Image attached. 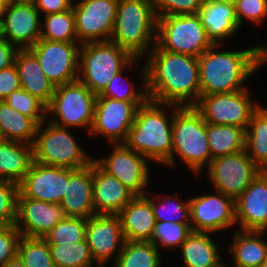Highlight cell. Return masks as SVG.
<instances>
[{"label": "cell", "mask_w": 267, "mask_h": 267, "mask_svg": "<svg viewBox=\"0 0 267 267\" xmlns=\"http://www.w3.org/2000/svg\"><path fill=\"white\" fill-rule=\"evenodd\" d=\"M217 267H226L223 263H221L220 265H218Z\"/></svg>", "instance_id": "55"}, {"label": "cell", "mask_w": 267, "mask_h": 267, "mask_svg": "<svg viewBox=\"0 0 267 267\" xmlns=\"http://www.w3.org/2000/svg\"><path fill=\"white\" fill-rule=\"evenodd\" d=\"M207 171L216 192H221L234 200L261 172L246 150L212 159Z\"/></svg>", "instance_id": "11"}, {"label": "cell", "mask_w": 267, "mask_h": 267, "mask_svg": "<svg viewBox=\"0 0 267 267\" xmlns=\"http://www.w3.org/2000/svg\"><path fill=\"white\" fill-rule=\"evenodd\" d=\"M2 20V35L18 49H30L40 40V13L34 4L8 2Z\"/></svg>", "instance_id": "19"}, {"label": "cell", "mask_w": 267, "mask_h": 267, "mask_svg": "<svg viewBox=\"0 0 267 267\" xmlns=\"http://www.w3.org/2000/svg\"><path fill=\"white\" fill-rule=\"evenodd\" d=\"M10 2L34 4L35 0H9Z\"/></svg>", "instance_id": "51"}, {"label": "cell", "mask_w": 267, "mask_h": 267, "mask_svg": "<svg viewBox=\"0 0 267 267\" xmlns=\"http://www.w3.org/2000/svg\"><path fill=\"white\" fill-rule=\"evenodd\" d=\"M197 14L213 44L220 45L221 40L231 37L240 28L235 14V4L204 0Z\"/></svg>", "instance_id": "25"}, {"label": "cell", "mask_w": 267, "mask_h": 267, "mask_svg": "<svg viewBox=\"0 0 267 267\" xmlns=\"http://www.w3.org/2000/svg\"><path fill=\"white\" fill-rule=\"evenodd\" d=\"M203 3L204 0H153L157 17L197 14Z\"/></svg>", "instance_id": "43"}, {"label": "cell", "mask_w": 267, "mask_h": 267, "mask_svg": "<svg viewBox=\"0 0 267 267\" xmlns=\"http://www.w3.org/2000/svg\"><path fill=\"white\" fill-rule=\"evenodd\" d=\"M212 44L198 57L201 96L246 89L243 83L267 61V47L217 52Z\"/></svg>", "instance_id": "2"}, {"label": "cell", "mask_w": 267, "mask_h": 267, "mask_svg": "<svg viewBox=\"0 0 267 267\" xmlns=\"http://www.w3.org/2000/svg\"><path fill=\"white\" fill-rule=\"evenodd\" d=\"M19 49L9 43L6 39H0V70L15 64Z\"/></svg>", "instance_id": "48"}, {"label": "cell", "mask_w": 267, "mask_h": 267, "mask_svg": "<svg viewBox=\"0 0 267 267\" xmlns=\"http://www.w3.org/2000/svg\"><path fill=\"white\" fill-rule=\"evenodd\" d=\"M142 71H144L142 72L143 73L142 81H143V87H144L142 90L136 92L133 88L134 86L131 85V83L128 81L129 79L126 78V81H125V78L121 76L122 71H120L113 77V79L104 88V90L99 94V96L107 97V98H111L115 100H120V101H147L149 97H148L147 89H146V67H144ZM121 78H122V81H121ZM124 83H125L126 88L123 86Z\"/></svg>", "instance_id": "40"}, {"label": "cell", "mask_w": 267, "mask_h": 267, "mask_svg": "<svg viewBox=\"0 0 267 267\" xmlns=\"http://www.w3.org/2000/svg\"><path fill=\"white\" fill-rule=\"evenodd\" d=\"M87 219L66 216L58 222L43 238L48 244L80 242L85 239Z\"/></svg>", "instance_id": "37"}, {"label": "cell", "mask_w": 267, "mask_h": 267, "mask_svg": "<svg viewBox=\"0 0 267 267\" xmlns=\"http://www.w3.org/2000/svg\"><path fill=\"white\" fill-rule=\"evenodd\" d=\"M78 80L99 95L113 77L131 66L136 59L127 50L111 41L90 42L80 45Z\"/></svg>", "instance_id": "6"}, {"label": "cell", "mask_w": 267, "mask_h": 267, "mask_svg": "<svg viewBox=\"0 0 267 267\" xmlns=\"http://www.w3.org/2000/svg\"><path fill=\"white\" fill-rule=\"evenodd\" d=\"M73 2V0H35L34 5L39 13L42 10L44 15H49L69 10Z\"/></svg>", "instance_id": "47"}, {"label": "cell", "mask_w": 267, "mask_h": 267, "mask_svg": "<svg viewBox=\"0 0 267 267\" xmlns=\"http://www.w3.org/2000/svg\"><path fill=\"white\" fill-rule=\"evenodd\" d=\"M33 160V145L0 139V179L20 184Z\"/></svg>", "instance_id": "27"}, {"label": "cell", "mask_w": 267, "mask_h": 267, "mask_svg": "<svg viewBox=\"0 0 267 267\" xmlns=\"http://www.w3.org/2000/svg\"><path fill=\"white\" fill-rule=\"evenodd\" d=\"M76 45L71 42L40 39L30 48L39 60L47 79L54 86L78 79L80 47Z\"/></svg>", "instance_id": "12"}, {"label": "cell", "mask_w": 267, "mask_h": 267, "mask_svg": "<svg viewBox=\"0 0 267 267\" xmlns=\"http://www.w3.org/2000/svg\"><path fill=\"white\" fill-rule=\"evenodd\" d=\"M122 231L127 241H150L155 216L148 196H135L118 214Z\"/></svg>", "instance_id": "24"}, {"label": "cell", "mask_w": 267, "mask_h": 267, "mask_svg": "<svg viewBox=\"0 0 267 267\" xmlns=\"http://www.w3.org/2000/svg\"><path fill=\"white\" fill-rule=\"evenodd\" d=\"M215 1H221V2L235 4L238 0H215Z\"/></svg>", "instance_id": "52"}, {"label": "cell", "mask_w": 267, "mask_h": 267, "mask_svg": "<svg viewBox=\"0 0 267 267\" xmlns=\"http://www.w3.org/2000/svg\"><path fill=\"white\" fill-rule=\"evenodd\" d=\"M265 231H245L234 233L230 253L235 267H261L266 254L267 242L262 239Z\"/></svg>", "instance_id": "29"}, {"label": "cell", "mask_w": 267, "mask_h": 267, "mask_svg": "<svg viewBox=\"0 0 267 267\" xmlns=\"http://www.w3.org/2000/svg\"><path fill=\"white\" fill-rule=\"evenodd\" d=\"M210 232L192 231L181 247L185 267H217L222 262L219 245L210 237Z\"/></svg>", "instance_id": "28"}, {"label": "cell", "mask_w": 267, "mask_h": 267, "mask_svg": "<svg viewBox=\"0 0 267 267\" xmlns=\"http://www.w3.org/2000/svg\"><path fill=\"white\" fill-rule=\"evenodd\" d=\"M145 102L120 101L97 95L90 134L101 133L111 144H123L134 123L138 107Z\"/></svg>", "instance_id": "14"}, {"label": "cell", "mask_w": 267, "mask_h": 267, "mask_svg": "<svg viewBox=\"0 0 267 267\" xmlns=\"http://www.w3.org/2000/svg\"><path fill=\"white\" fill-rule=\"evenodd\" d=\"M93 201L96 215H118L135 197L115 176L92 161Z\"/></svg>", "instance_id": "22"}, {"label": "cell", "mask_w": 267, "mask_h": 267, "mask_svg": "<svg viewBox=\"0 0 267 267\" xmlns=\"http://www.w3.org/2000/svg\"><path fill=\"white\" fill-rule=\"evenodd\" d=\"M162 105L148 99L139 106L123 144L149 160L165 164L172 153L173 115L168 121Z\"/></svg>", "instance_id": "3"}, {"label": "cell", "mask_w": 267, "mask_h": 267, "mask_svg": "<svg viewBox=\"0 0 267 267\" xmlns=\"http://www.w3.org/2000/svg\"><path fill=\"white\" fill-rule=\"evenodd\" d=\"M247 89L200 96L193 106L207 124L235 125L245 130L252 114L260 105H254Z\"/></svg>", "instance_id": "10"}, {"label": "cell", "mask_w": 267, "mask_h": 267, "mask_svg": "<svg viewBox=\"0 0 267 267\" xmlns=\"http://www.w3.org/2000/svg\"><path fill=\"white\" fill-rule=\"evenodd\" d=\"M15 65L21 88L47 106L54 94L55 86L47 79L35 54L30 49H19Z\"/></svg>", "instance_id": "26"}, {"label": "cell", "mask_w": 267, "mask_h": 267, "mask_svg": "<svg viewBox=\"0 0 267 267\" xmlns=\"http://www.w3.org/2000/svg\"><path fill=\"white\" fill-rule=\"evenodd\" d=\"M67 182L68 168L44 165L33 160L19 184V191L30 199L60 204Z\"/></svg>", "instance_id": "17"}, {"label": "cell", "mask_w": 267, "mask_h": 267, "mask_svg": "<svg viewBox=\"0 0 267 267\" xmlns=\"http://www.w3.org/2000/svg\"><path fill=\"white\" fill-rule=\"evenodd\" d=\"M155 31L157 15L153 0H118L111 42L127 50L134 58H140L149 53V42L153 40L152 43L156 44Z\"/></svg>", "instance_id": "4"}, {"label": "cell", "mask_w": 267, "mask_h": 267, "mask_svg": "<svg viewBox=\"0 0 267 267\" xmlns=\"http://www.w3.org/2000/svg\"><path fill=\"white\" fill-rule=\"evenodd\" d=\"M156 44L174 53L199 57L213 43L198 14L157 17Z\"/></svg>", "instance_id": "8"}, {"label": "cell", "mask_w": 267, "mask_h": 267, "mask_svg": "<svg viewBox=\"0 0 267 267\" xmlns=\"http://www.w3.org/2000/svg\"><path fill=\"white\" fill-rule=\"evenodd\" d=\"M17 255L25 267H55L49 244L44 238L22 236Z\"/></svg>", "instance_id": "36"}, {"label": "cell", "mask_w": 267, "mask_h": 267, "mask_svg": "<svg viewBox=\"0 0 267 267\" xmlns=\"http://www.w3.org/2000/svg\"><path fill=\"white\" fill-rule=\"evenodd\" d=\"M141 153L115 144L110 156L94 160L105 172L115 176L135 196H143L148 185L149 167Z\"/></svg>", "instance_id": "15"}, {"label": "cell", "mask_w": 267, "mask_h": 267, "mask_svg": "<svg viewBox=\"0 0 267 267\" xmlns=\"http://www.w3.org/2000/svg\"><path fill=\"white\" fill-rule=\"evenodd\" d=\"M66 216L88 219L95 214L92 162L80 169H68V182L60 202Z\"/></svg>", "instance_id": "23"}, {"label": "cell", "mask_w": 267, "mask_h": 267, "mask_svg": "<svg viewBox=\"0 0 267 267\" xmlns=\"http://www.w3.org/2000/svg\"><path fill=\"white\" fill-rule=\"evenodd\" d=\"M189 200L192 231L214 233L236 224L235 200L221 192Z\"/></svg>", "instance_id": "16"}, {"label": "cell", "mask_w": 267, "mask_h": 267, "mask_svg": "<svg viewBox=\"0 0 267 267\" xmlns=\"http://www.w3.org/2000/svg\"><path fill=\"white\" fill-rule=\"evenodd\" d=\"M43 123L38 125L33 144L34 161L50 166L68 169H80L94 160L77 144L68 128L49 123L42 130Z\"/></svg>", "instance_id": "7"}, {"label": "cell", "mask_w": 267, "mask_h": 267, "mask_svg": "<svg viewBox=\"0 0 267 267\" xmlns=\"http://www.w3.org/2000/svg\"><path fill=\"white\" fill-rule=\"evenodd\" d=\"M3 38V35H2V21H0V39Z\"/></svg>", "instance_id": "54"}, {"label": "cell", "mask_w": 267, "mask_h": 267, "mask_svg": "<svg viewBox=\"0 0 267 267\" xmlns=\"http://www.w3.org/2000/svg\"><path fill=\"white\" fill-rule=\"evenodd\" d=\"M165 105L173 107L175 112H172V153L164 165L172 166L176 156L174 154H177L198 175L205 163L209 166L212 161L207 139V123L193 106Z\"/></svg>", "instance_id": "5"}, {"label": "cell", "mask_w": 267, "mask_h": 267, "mask_svg": "<svg viewBox=\"0 0 267 267\" xmlns=\"http://www.w3.org/2000/svg\"><path fill=\"white\" fill-rule=\"evenodd\" d=\"M3 267H25L22 260L18 257V255L10 259Z\"/></svg>", "instance_id": "49"}, {"label": "cell", "mask_w": 267, "mask_h": 267, "mask_svg": "<svg viewBox=\"0 0 267 267\" xmlns=\"http://www.w3.org/2000/svg\"><path fill=\"white\" fill-rule=\"evenodd\" d=\"M191 232V224L156 221L149 242L154 244L158 249H160L158 246L159 243L167 247L181 246Z\"/></svg>", "instance_id": "38"}, {"label": "cell", "mask_w": 267, "mask_h": 267, "mask_svg": "<svg viewBox=\"0 0 267 267\" xmlns=\"http://www.w3.org/2000/svg\"><path fill=\"white\" fill-rule=\"evenodd\" d=\"M21 88L16 65L0 70V101L6 99L13 91Z\"/></svg>", "instance_id": "46"}, {"label": "cell", "mask_w": 267, "mask_h": 267, "mask_svg": "<svg viewBox=\"0 0 267 267\" xmlns=\"http://www.w3.org/2000/svg\"><path fill=\"white\" fill-rule=\"evenodd\" d=\"M21 237L15 225L0 226V267L17 256Z\"/></svg>", "instance_id": "44"}, {"label": "cell", "mask_w": 267, "mask_h": 267, "mask_svg": "<svg viewBox=\"0 0 267 267\" xmlns=\"http://www.w3.org/2000/svg\"><path fill=\"white\" fill-rule=\"evenodd\" d=\"M235 209L241 229L267 231V171H261L235 200Z\"/></svg>", "instance_id": "21"}, {"label": "cell", "mask_w": 267, "mask_h": 267, "mask_svg": "<svg viewBox=\"0 0 267 267\" xmlns=\"http://www.w3.org/2000/svg\"><path fill=\"white\" fill-rule=\"evenodd\" d=\"M97 95L78 79L63 85L55 86L46 112L53 113L58 119H52L61 127L73 128L85 126L89 133L94 121V108Z\"/></svg>", "instance_id": "9"}, {"label": "cell", "mask_w": 267, "mask_h": 267, "mask_svg": "<svg viewBox=\"0 0 267 267\" xmlns=\"http://www.w3.org/2000/svg\"><path fill=\"white\" fill-rule=\"evenodd\" d=\"M117 4L118 0H82L73 3L78 42L110 41Z\"/></svg>", "instance_id": "13"}, {"label": "cell", "mask_w": 267, "mask_h": 267, "mask_svg": "<svg viewBox=\"0 0 267 267\" xmlns=\"http://www.w3.org/2000/svg\"><path fill=\"white\" fill-rule=\"evenodd\" d=\"M19 184L0 179V226L15 225Z\"/></svg>", "instance_id": "41"}, {"label": "cell", "mask_w": 267, "mask_h": 267, "mask_svg": "<svg viewBox=\"0 0 267 267\" xmlns=\"http://www.w3.org/2000/svg\"><path fill=\"white\" fill-rule=\"evenodd\" d=\"M151 204L155 216V221H171L180 224H191L189 200L180 203L165 200L162 201V205L159 206L158 204H156V202H154V200L151 199Z\"/></svg>", "instance_id": "42"}, {"label": "cell", "mask_w": 267, "mask_h": 267, "mask_svg": "<svg viewBox=\"0 0 267 267\" xmlns=\"http://www.w3.org/2000/svg\"><path fill=\"white\" fill-rule=\"evenodd\" d=\"M115 267H160L158 248L149 241H127L120 245Z\"/></svg>", "instance_id": "33"}, {"label": "cell", "mask_w": 267, "mask_h": 267, "mask_svg": "<svg viewBox=\"0 0 267 267\" xmlns=\"http://www.w3.org/2000/svg\"><path fill=\"white\" fill-rule=\"evenodd\" d=\"M3 101L14 110L32 118L38 125L45 121L46 105L22 88L13 91Z\"/></svg>", "instance_id": "39"}, {"label": "cell", "mask_w": 267, "mask_h": 267, "mask_svg": "<svg viewBox=\"0 0 267 267\" xmlns=\"http://www.w3.org/2000/svg\"><path fill=\"white\" fill-rule=\"evenodd\" d=\"M151 46L145 65L149 100L194 106L201 96L198 57L162 50L157 44Z\"/></svg>", "instance_id": "1"}, {"label": "cell", "mask_w": 267, "mask_h": 267, "mask_svg": "<svg viewBox=\"0 0 267 267\" xmlns=\"http://www.w3.org/2000/svg\"><path fill=\"white\" fill-rule=\"evenodd\" d=\"M55 267H92L93 257L86 238L83 241L65 244H49Z\"/></svg>", "instance_id": "35"}, {"label": "cell", "mask_w": 267, "mask_h": 267, "mask_svg": "<svg viewBox=\"0 0 267 267\" xmlns=\"http://www.w3.org/2000/svg\"><path fill=\"white\" fill-rule=\"evenodd\" d=\"M45 30H41L40 39L76 43L75 14L71 7L67 11L44 15Z\"/></svg>", "instance_id": "34"}, {"label": "cell", "mask_w": 267, "mask_h": 267, "mask_svg": "<svg viewBox=\"0 0 267 267\" xmlns=\"http://www.w3.org/2000/svg\"><path fill=\"white\" fill-rule=\"evenodd\" d=\"M65 217L60 204L30 199L19 191L15 226L22 236L43 238Z\"/></svg>", "instance_id": "18"}, {"label": "cell", "mask_w": 267, "mask_h": 267, "mask_svg": "<svg viewBox=\"0 0 267 267\" xmlns=\"http://www.w3.org/2000/svg\"><path fill=\"white\" fill-rule=\"evenodd\" d=\"M235 14L240 27L243 17L260 24L267 16V0H238Z\"/></svg>", "instance_id": "45"}, {"label": "cell", "mask_w": 267, "mask_h": 267, "mask_svg": "<svg viewBox=\"0 0 267 267\" xmlns=\"http://www.w3.org/2000/svg\"><path fill=\"white\" fill-rule=\"evenodd\" d=\"M9 0H0V21H2L5 15V10L8 5Z\"/></svg>", "instance_id": "50"}, {"label": "cell", "mask_w": 267, "mask_h": 267, "mask_svg": "<svg viewBox=\"0 0 267 267\" xmlns=\"http://www.w3.org/2000/svg\"><path fill=\"white\" fill-rule=\"evenodd\" d=\"M261 267H267V254H266V257H265Z\"/></svg>", "instance_id": "53"}, {"label": "cell", "mask_w": 267, "mask_h": 267, "mask_svg": "<svg viewBox=\"0 0 267 267\" xmlns=\"http://www.w3.org/2000/svg\"><path fill=\"white\" fill-rule=\"evenodd\" d=\"M38 124L30 117L0 101V139L33 145Z\"/></svg>", "instance_id": "30"}, {"label": "cell", "mask_w": 267, "mask_h": 267, "mask_svg": "<svg viewBox=\"0 0 267 267\" xmlns=\"http://www.w3.org/2000/svg\"><path fill=\"white\" fill-rule=\"evenodd\" d=\"M212 159L245 150L246 130L235 125L207 124Z\"/></svg>", "instance_id": "31"}, {"label": "cell", "mask_w": 267, "mask_h": 267, "mask_svg": "<svg viewBox=\"0 0 267 267\" xmlns=\"http://www.w3.org/2000/svg\"><path fill=\"white\" fill-rule=\"evenodd\" d=\"M85 238L94 262L103 266L120 243H125L118 215H94L87 219Z\"/></svg>", "instance_id": "20"}, {"label": "cell", "mask_w": 267, "mask_h": 267, "mask_svg": "<svg viewBox=\"0 0 267 267\" xmlns=\"http://www.w3.org/2000/svg\"><path fill=\"white\" fill-rule=\"evenodd\" d=\"M245 150L261 171H267V108L259 106L252 114L246 129Z\"/></svg>", "instance_id": "32"}]
</instances>
